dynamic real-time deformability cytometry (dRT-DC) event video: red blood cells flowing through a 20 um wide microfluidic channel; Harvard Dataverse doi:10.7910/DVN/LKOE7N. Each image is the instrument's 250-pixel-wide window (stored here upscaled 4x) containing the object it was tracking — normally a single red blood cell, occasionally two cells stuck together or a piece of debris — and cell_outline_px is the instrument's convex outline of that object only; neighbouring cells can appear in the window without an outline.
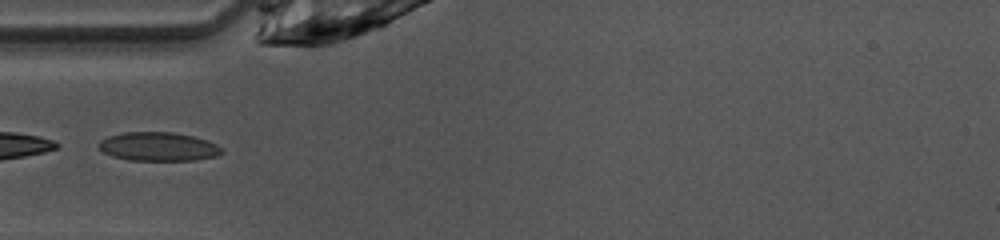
{"species": "common noctule bat (a hibernating species)", "species_latin": "Nyctalus noctula", "temperature_condition": "warm", "stored_images_in_passage": 40, "camera_frame_rate_fps": 3000, "um_per_image_px": 0.085, "animal": {"sex": "female", "body_mass_g": 10.0, "forearm_length_mm": 53.1}, "frame": {"image": 1, "passage_image": 7, "time_ms": 2.0, "image_size_px": [1000, 240], "cell_outline_px": [[224, 152], [220, 156], [196, 160], [128, 160], [112, 156], [104, 152], [96, 144], [100, 140], [108, 136], [124, 132], [172, 132], [192, 136], [208, 140], [216, 144]], "centroid_in_image_um": [13.47, 12.46], "position_along_channel_um": 71.5, "area_um2": 20.75}, "authors_computed_cell_mechanics": {"area_um2": 20.808, "velocity_mm_per_s": 4.0962, "shape_relaxation_time_tau1_ms": 6.2707, "shape_relaxation_time_tau2_ms": 3.5249, "deformation_change_tau1": 0.1346, "deformation_change_tau2": 0.0869}}